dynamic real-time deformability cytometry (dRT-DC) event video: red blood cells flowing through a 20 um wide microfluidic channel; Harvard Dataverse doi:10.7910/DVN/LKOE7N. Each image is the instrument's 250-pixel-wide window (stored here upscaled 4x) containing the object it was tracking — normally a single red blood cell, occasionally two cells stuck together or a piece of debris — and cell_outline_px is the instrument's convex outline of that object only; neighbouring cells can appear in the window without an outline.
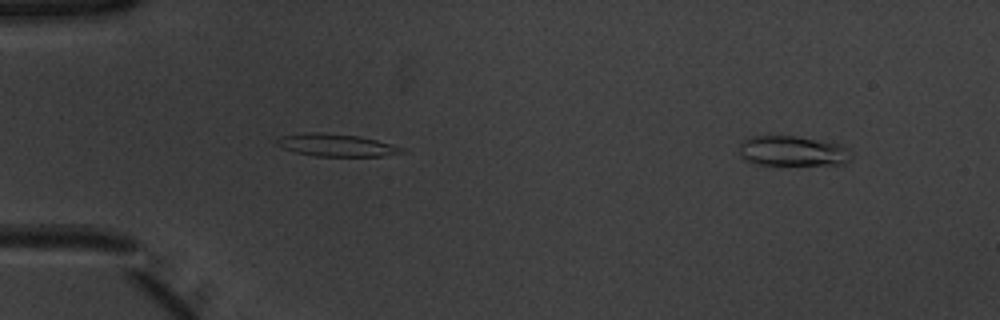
{"species": "common noctule bat (a hibernating species)", "species_latin": "Nyctalus noctula", "temperature_condition": "warm", "stored_images_in_passage": 17, "segment_of_instrument_passage": [2, 2], "camera_frame_rate_fps": 3000, "um_per_image_px": 0.085, "animal": {"sex": "male", "body_mass_g": 20.1, "forearm_length_mm": 53.5}, "frame": {"image": 1, "passage_image": 17, "time_ms": 5.333, "image_size_px": [1000, 320], "cell_outline_px": [[852, 160], [844, 164], [756, 164], [740, 156], [740, 144], [744, 140], [752, 136], [796, 136], [840, 144], [848, 148], [852, 152]], "centroid_in_image_um": [67.42, 12.83], "position_along_channel_um": 17.6, "area_um2": 19.54}}